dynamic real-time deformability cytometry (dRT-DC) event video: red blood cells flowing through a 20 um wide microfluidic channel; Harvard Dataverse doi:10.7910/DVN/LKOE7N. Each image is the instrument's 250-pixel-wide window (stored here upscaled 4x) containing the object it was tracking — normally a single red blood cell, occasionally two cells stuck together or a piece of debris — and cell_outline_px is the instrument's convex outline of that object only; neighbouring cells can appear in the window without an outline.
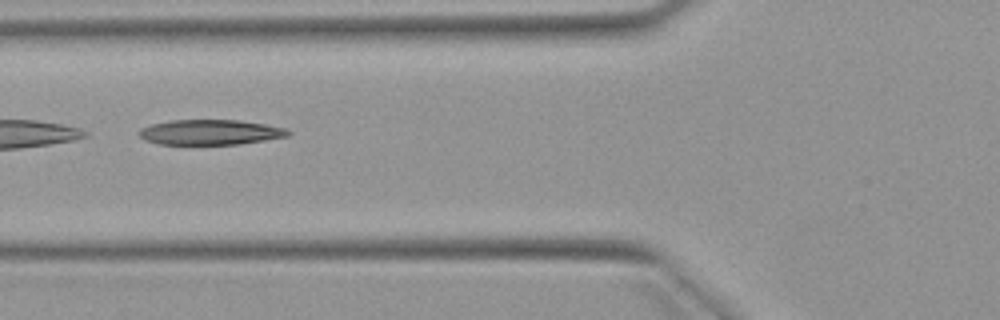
{"species": "Egyptian fruit bat (a non-hibernating species)", "species_latin": "Rousettus aegyptiacus", "temperature_condition": "warm", "stored_images_in_passage": 8, "camera_frame_rate_fps": 3000, "um_per_image_px": 0.085, "animal": {"sex": "female"}, "frame": {"image": 1, "passage_image": 7, "time_ms": 8.0, "image_size_px": [1000, 320], "cell_outline_px": [[292, 132], [288, 136], [240, 144], [160, 144], [144, 140], [136, 132], [140, 128], [152, 124], [168, 120], [240, 120], [288, 128]], "centroid_in_image_um": [17.86, 11.23], "position_along_channel_um": 107.9, "area_um2": 21.96}}
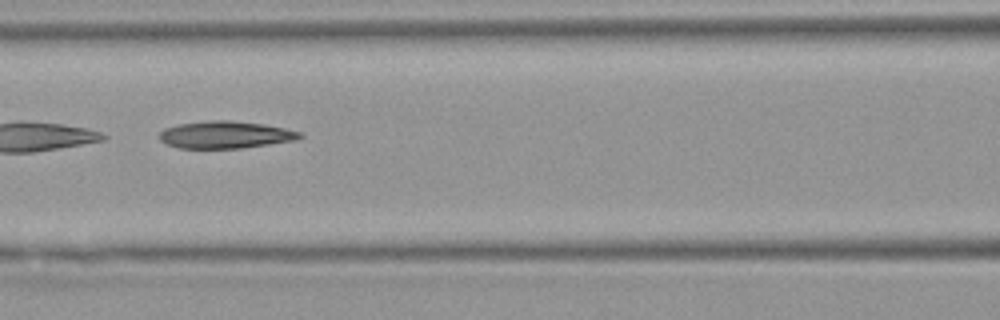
{"frame": {"image": 2, "passage_image": 8, "time_ms": 9.0, "image_size_px": [1000, 320], "cell_outline_px": [[304, 136], [296, 140], [240, 148], [180, 148], [164, 144], [156, 136], [164, 128], [180, 124], [212, 120], [228, 120], [264, 124], [284, 128], [300, 132]], "centroid_in_image_um": [19.11, 11.46], "position_along_channel_um": 147.5, "area_um2": 22.25}}